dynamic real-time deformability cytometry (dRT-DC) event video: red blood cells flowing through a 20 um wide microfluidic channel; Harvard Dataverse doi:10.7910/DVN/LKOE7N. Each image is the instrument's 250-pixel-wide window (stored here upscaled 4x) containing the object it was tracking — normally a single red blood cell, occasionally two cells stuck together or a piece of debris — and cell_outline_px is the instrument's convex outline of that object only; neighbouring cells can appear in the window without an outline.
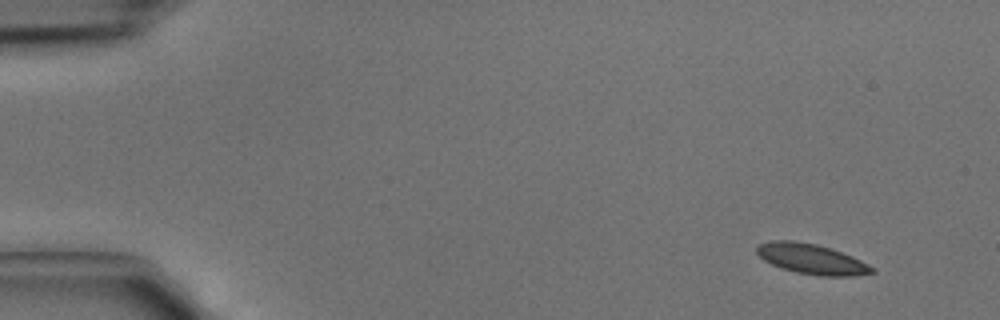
{"species": "common noctule bat (a hibernating species)", "species_latin": "Nyctalus noctula", "temperature_condition": "cold", "stored_images_in_passage": 4, "camera_frame_rate_fps": 3000, "um_per_image_px": 0.085, "animal": {"sex": "male", "body_mass_g": 15.6}, "frame": {"image": 1, "passage_image": 1, "time_ms": 0.0, "image_size_px": [1000, 320], "cell_outline_px": [[876, 272], [856, 276], [820, 276], [796, 272], [780, 268], [764, 260], [756, 252], [756, 248], [760, 244], [772, 240], [792, 240], [816, 244], [852, 256], [876, 268]], "centroid_in_image_um": [69.0, 22.03], "position_along_channel_um": 16.0, "area_um2": 20.23}}
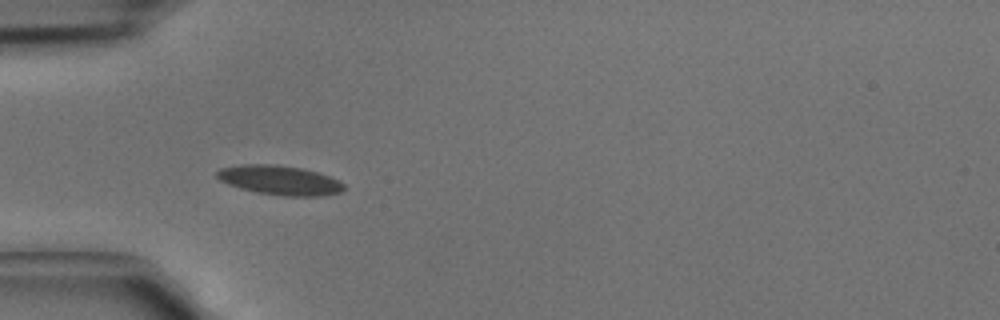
{"frame": {"image": 2, "passage_image": 4, "time_ms": 1.0, "image_size_px": [1000, 320], "cell_outline_px": [[344, 188], [340, 192], [324, 196], [284, 196], [256, 192], [240, 188], [228, 184], [220, 180], [216, 176], [216, 172], [220, 168], [240, 164], [276, 164], [300, 168], [316, 172], [340, 180], [344, 184]], "centroid_in_image_um": [23.76, 15.31], "position_along_channel_um": 61.2, "area_um2": 21.79}}